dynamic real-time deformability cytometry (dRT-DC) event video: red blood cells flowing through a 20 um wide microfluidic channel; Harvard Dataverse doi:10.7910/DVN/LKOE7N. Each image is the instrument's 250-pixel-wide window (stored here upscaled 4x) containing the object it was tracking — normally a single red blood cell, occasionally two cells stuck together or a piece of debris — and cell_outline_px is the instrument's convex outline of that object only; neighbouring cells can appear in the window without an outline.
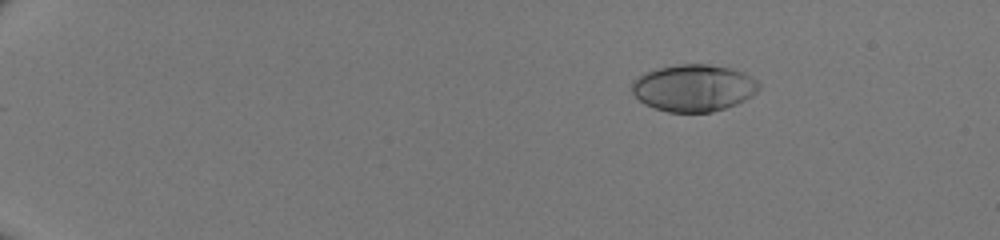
{"species": "human", "species_latin": "Homo sapiens", "temperature_condition": "room temperature", "stored_images_in_passage": 42, "camera_frame_rate_fps": 3000, "um_per_image_px": 0.085, "donor": {"sex": "male"}, "frame": {"image": 1, "passage_image": 1, "time_ms": 0.0, "image_size_px": [1000, 240], "cell_outline_px": [[760, 88], [752, 96], [736, 104], [712, 112], [668, 112], [644, 104], [632, 92], [632, 80], [636, 76], [644, 72], [656, 68], [676, 64], [708, 64], [732, 68], [744, 72], [756, 80], [760, 84]], "centroid_in_image_um": [58.95, 7.46], "position_along_channel_um": 26.1, "area_um2": 35.03}}
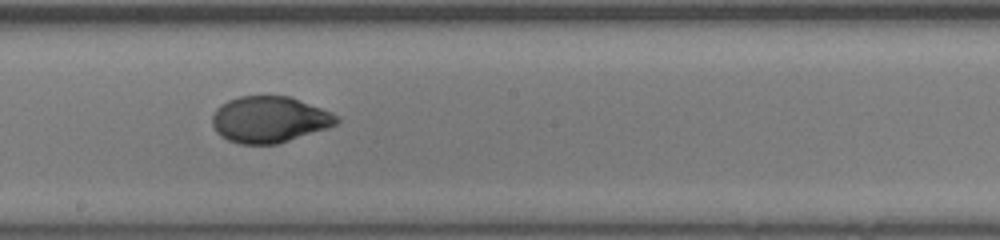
{"frame": {"image": 2, "passage_image": 24, "time_ms": 7.667, "image_size_px": [1000, 240], "cell_outline_px": [[340, 120], [336, 124], [328, 128], [276, 144], [240, 144], [228, 140], [220, 136], [216, 132], [212, 124], [212, 116], [216, 108], [220, 104], [228, 100], [240, 96], [288, 96], [332, 112], [340, 116]], "centroid_in_image_um": [22.89, 10.16], "position_along_channel_um": 225.3, "area_um2": 33.58}}
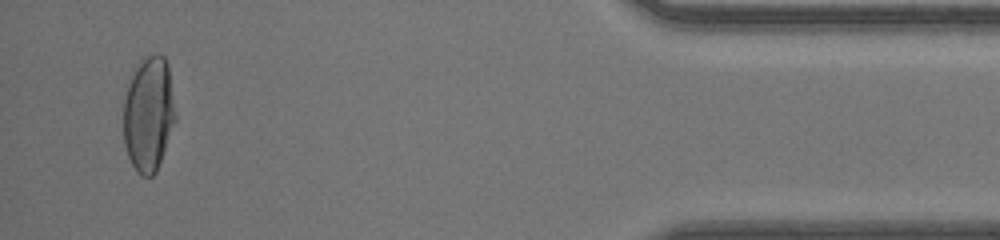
{"frame": {"image": 3, "passage_image": 41, "time_ms": 13.333, "image_size_px": [1000, 240], "cell_outline_px": [[176, 120], [156, 172], [152, 176], [140, 176], [136, 172], [128, 156], [124, 144], [124, 100], [132, 68], [140, 60], [156, 52], [164, 56], [168, 64], [176, 116]], "centroid_in_image_um": [12.63, 9.66], "position_along_channel_um": 422.6, "area_um2": 35.14}}